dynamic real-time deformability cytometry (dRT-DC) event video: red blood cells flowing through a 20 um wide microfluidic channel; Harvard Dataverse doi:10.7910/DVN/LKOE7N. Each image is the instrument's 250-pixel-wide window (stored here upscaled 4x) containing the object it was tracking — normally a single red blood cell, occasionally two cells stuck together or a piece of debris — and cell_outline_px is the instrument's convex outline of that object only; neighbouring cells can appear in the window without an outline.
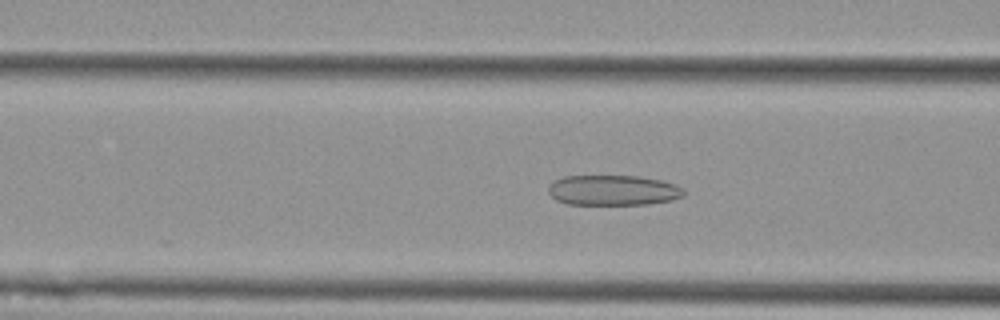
{"species": "Egyptian fruit bat (a non-hibernating species)", "species_latin": "Rousettus aegyptiacus", "temperature_condition": "cold", "stored_images_in_passage": 56, "camera_frame_rate_fps": 3000, "um_per_image_px": 0.085, "animal": {"sex": "female"}, "frame": {"image": 1, "passage_image": 22, "time_ms": 7.0, "image_size_px": [1000, 320], "cell_outline_px": [[684, 196], [672, 200], [648, 204], [568, 204], [556, 200], [548, 192], [548, 188], [556, 180], [564, 176], [640, 176], [660, 180], [676, 184], [684, 188]], "centroid_in_image_um": [52.15, 16.17], "position_along_channel_um": 114.4, "area_um2": 23.87}}
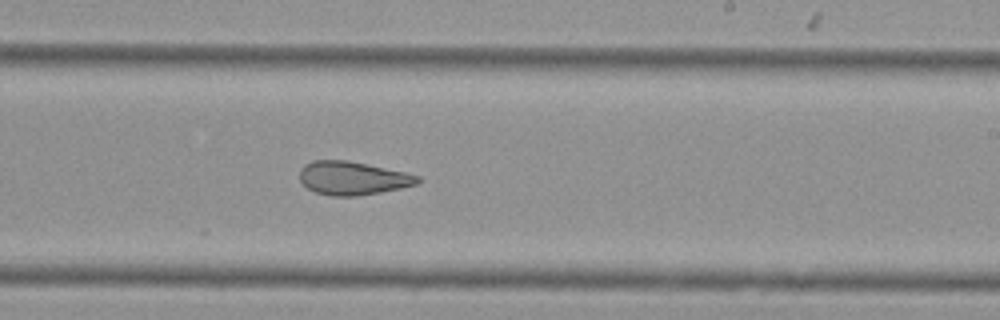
{"frame": {"image": 2, "passage_image": 34, "time_ms": 11.0, "image_size_px": [1000, 320], "cell_outline_px": [[420, 180], [416, 184], [400, 188], [380, 192], [356, 196], [332, 196], [316, 192], [308, 188], [300, 180], [300, 168], [304, 164], [312, 160], [348, 160], [404, 172], [420, 176]], "centroid_in_image_um": [29.95, 15.13], "position_along_channel_um": 259.1, "area_um2": 22.83}}
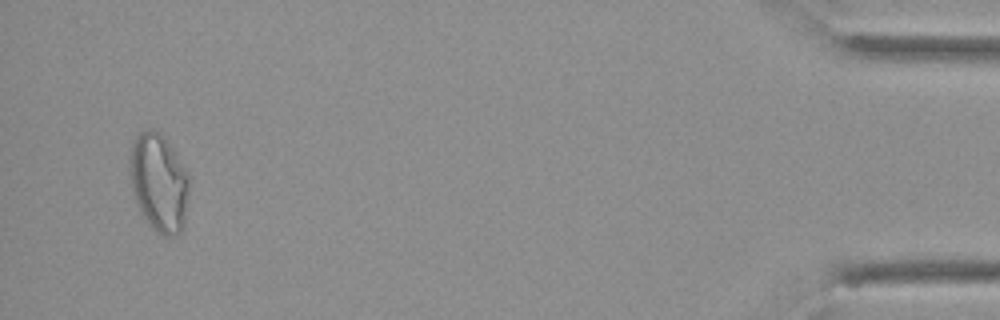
{"frame": {"image": 3, "passage_image": 54, "time_ms": 17.667, "image_size_px": [1000, 320], "cell_outline_px": [[188, 200], [184, 224], [180, 232], [176, 236], [164, 236], [156, 232], [148, 224], [140, 212], [132, 188], [128, 168], [128, 160], [132, 140], [140, 132], [148, 128], [152, 128], [160, 132], [164, 136], [188, 172]], "centroid_in_image_um": [13.48, 15.5], "position_along_channel_um": 421.7, "area_um2": 34.45}, "authors_computed_cell_mechanics": {"area_um2": 28.2064, "velocity_mm_per_s": 3.6255, "shape_relaxation_time_tau1_ms": null, "shape_relaxation_time_tau2_ms": 1.6326, "deformation_change_tau1": null, "deformation_change_tau2": 0.0825}}